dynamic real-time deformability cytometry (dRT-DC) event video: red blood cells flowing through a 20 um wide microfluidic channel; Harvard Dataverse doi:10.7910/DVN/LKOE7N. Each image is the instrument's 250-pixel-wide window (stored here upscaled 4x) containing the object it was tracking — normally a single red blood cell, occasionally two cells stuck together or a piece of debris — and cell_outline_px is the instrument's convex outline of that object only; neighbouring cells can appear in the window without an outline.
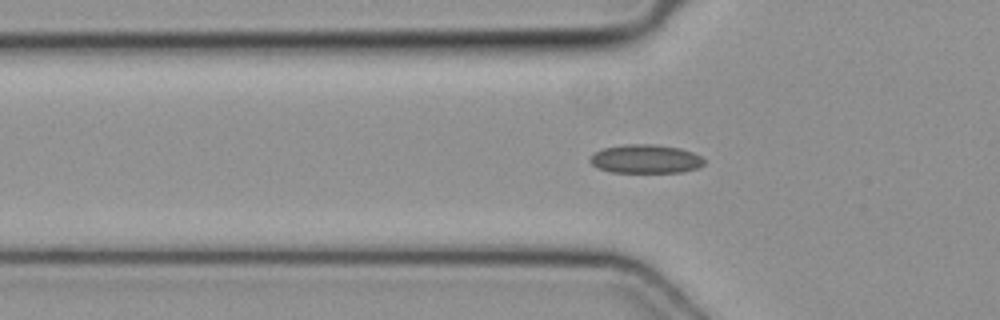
{"species": "common noctule bat (a hibernating species)", "species_latin": "Nyctalus noctula", "temperature_condition": "cold", "stored_images_in_passage": 38, "camera_frame_rate_fps": 3000, "um_per_image_px": 0.085, "animal": {"sex": "female", "body_mass_g": 19.3, "forearm_length_mm": 54.1}, "frame": {"image": 1, "passage_image": 9, "time_ms": 2.667, "image_size_px": [1000, 320], "cell_outline_px": [[704, 164], [700, 168], [684, 172], [612, 172], [596, 168], [588, 160], [592, 152], [604, 148], [624, 144], [652, 144], [680, 148], [692, 152], [700, 156], [704, 160]], "centroid_in_image_um": [54.85, 13.51], "position_along_channel_um": 70.9, "area_um2": 19.31}}
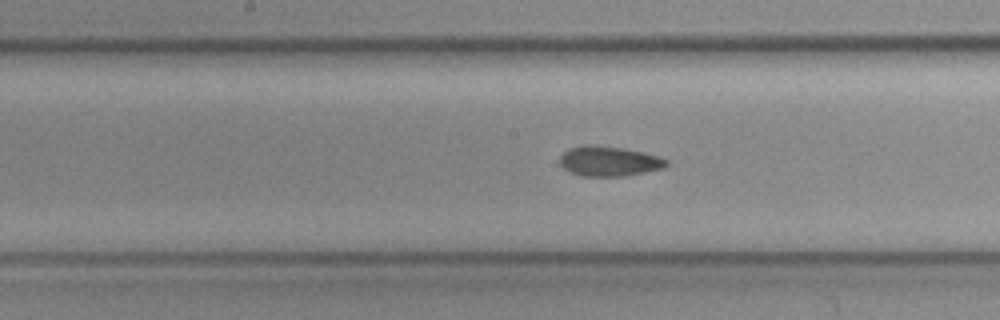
{"frame": {"image": 2, "passage_image": 18, "time_ms": 5.667, "image_size_px": [1000, 320], "cell_outline_px": [[668, 164], [664, 168], [624, 176], [580, 176], [564, 168], [560, 164], [560, 156], [564, 152], [572, 148], [620, 148], [660, 156], [668, 160]], "centroid_in_image_um": [51.83, 13.76], "position_along_channel_um": 196.4, "area_um2": 17.63}}
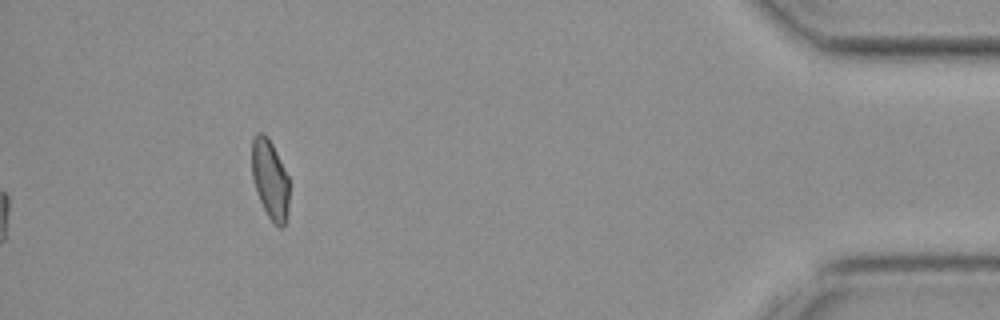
{"frame": {"image": 3, "passage_image": 38, "time_ms": 12.333, "image_size_px": [1000, 320], "cell_outline_px": [[288, 212], [284, 224], [280, 228], [268, 216], [256, 192], [252, 176], [252, 140], [260, 132], [272, 144], [288, 176]], "centroid_in_image_um": [22.95, 15.27], "position_along_channel_um": 412.2, "area_um2": 16.76}}